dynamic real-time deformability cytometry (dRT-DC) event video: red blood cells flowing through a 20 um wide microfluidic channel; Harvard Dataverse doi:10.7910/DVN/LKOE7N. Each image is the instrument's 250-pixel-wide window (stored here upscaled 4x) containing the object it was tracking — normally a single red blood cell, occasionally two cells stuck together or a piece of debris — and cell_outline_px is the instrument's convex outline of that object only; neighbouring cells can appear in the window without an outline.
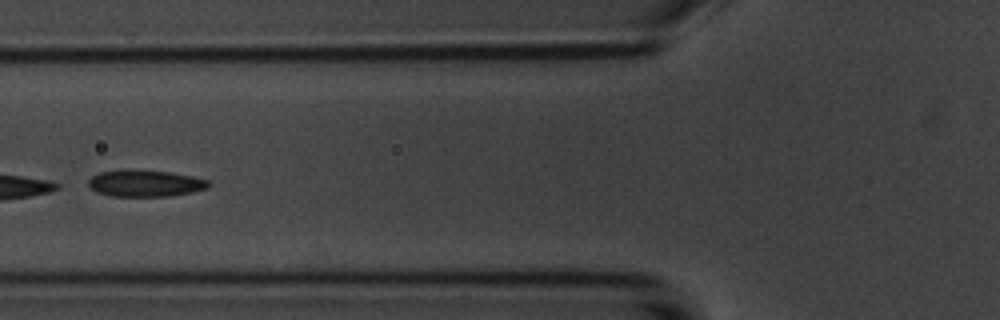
{"species": "common noctule bat (a hibernating species)", "species_latin": "Nyctalus noctula", "temperature_condition": "room temperature", "stored_images_in_passage": 7, "camera_frame_rate_fps": 3000, "um_per_image_px": 0.085, "animal": {"sex": "male", "body_mass_g": 20.1, "forearm_length_mm": 53.5}, "frame": {"image": 1, "passage_image": 6, "time_ms": 5.667, "image_size_px": [1000, 320], "cell_outline_px": [[212, 184], [208, 188], [192, 192], [168, 196], [112, 196], [96, 192], [88, 188], [88, 180], [92, 176], [100, 172], [168, 172], [192, 176], [208, 180]], "centroid_in_image_um": [12.37, 15.63], "position_along_channel_um": 113.4, "area_um2": 17.98}}
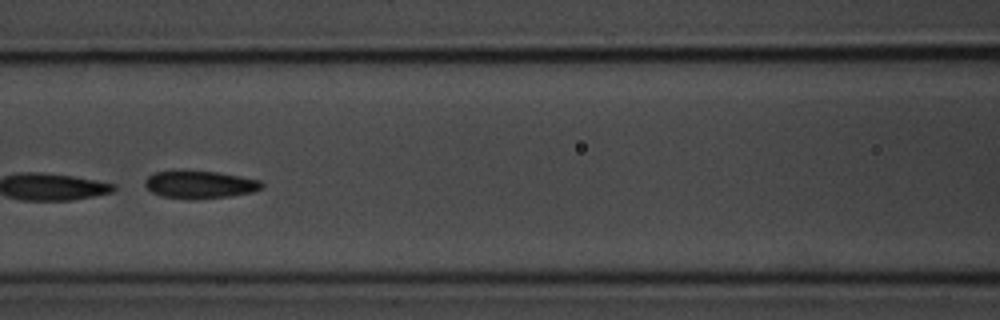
{"frame": {"image": 2, "passage_image": 7, "time_ms": 6.667, "image_size_px": [1000, 320], "cell_outline_px": [[264, 184], [260, 188], [252, 192], [232, 196], [196, 200], [164, 196], [152, 192], [144, 184], [144, 180], [148, 176], [156, 172], [216, 172], [240, 176], [260, 180]], "centroid_in_image_um": [17.02, 15.71], "position_along_channel_um": 149.6, "area_um2": 18.44}}